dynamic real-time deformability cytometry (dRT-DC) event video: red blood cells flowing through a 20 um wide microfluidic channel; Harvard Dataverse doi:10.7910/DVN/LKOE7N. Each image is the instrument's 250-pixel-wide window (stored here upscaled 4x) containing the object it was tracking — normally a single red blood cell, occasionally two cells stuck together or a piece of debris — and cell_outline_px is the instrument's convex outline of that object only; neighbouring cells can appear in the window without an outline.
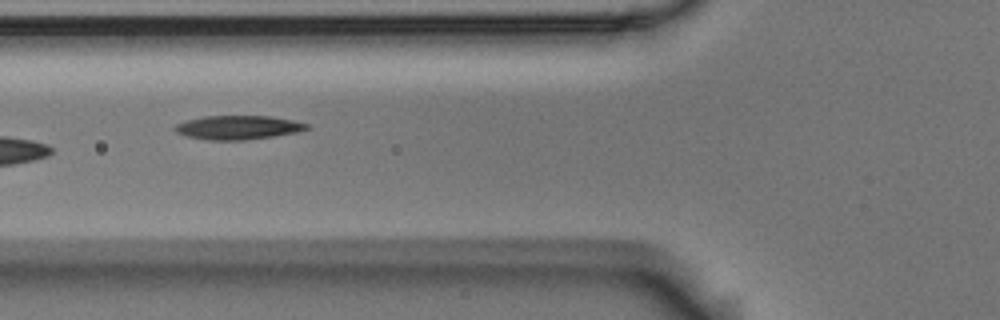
{"species": "Egyptian fruit bat (a non-hibernating species)", "species_latin": "Rousettus aegyptiacus", "temperature_condition": "room temperature", "stored_images_in_passage": 5, "camera_frame_rate_fps": 3000, "um_per_image_px": 0.085, "animal": {"sex": "male"}, "frame": {"image": 1, "passage_image": 5, "time_ms": 1.333, "image_size_px": [1000, 320], "cell_outline_px": [[312, 128], [296, 132], [272, 136], [244, 140], [208, 140], [188, 136], [176, 132], [172, 128], [176, 124], [184, 120], [204, 116], [272, 116], [292, 120], [308, 124]], "centroid_in_image_um": [20.21, 10.83], "position_along_channel_um": 105.6, "area_um2": 18.38}}